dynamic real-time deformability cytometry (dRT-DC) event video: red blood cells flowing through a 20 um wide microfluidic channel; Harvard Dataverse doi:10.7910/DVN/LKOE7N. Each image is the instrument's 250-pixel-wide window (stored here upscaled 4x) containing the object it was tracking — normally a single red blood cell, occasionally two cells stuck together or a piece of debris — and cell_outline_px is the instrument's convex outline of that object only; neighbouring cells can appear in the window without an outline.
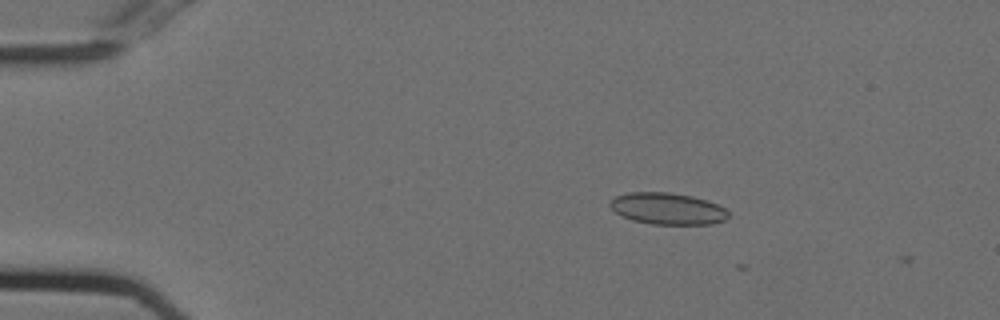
{"species": "Egyptian fruit bat (a non-hibernating species)", "species_latin": "Rousettus aegyptiacus", "temperature_condition": "cold", "stored_images_in_passage": 5, "camera_frame_rate_fps": 3000, "um_per_image_px": 0.085, "animal": {"sex": "female"}, "frame": {"image": 1, "passage_image": 4, "time_ms": 1.0, "image_size_px": [1000, 320], "cell_outline_px": [[728, 216], [724, 220], [712, 224], [652, 224], [632, 220], [620, 216], [608, 204], [616, 196], [628, 192], [668, 192], [692, 196], [708, 200], [724, 208], [728, 212]], "centroid_in_image_um": [56.73, 17.73], "position_along_channel_um": 28.3, "area_um2": 21.79}}